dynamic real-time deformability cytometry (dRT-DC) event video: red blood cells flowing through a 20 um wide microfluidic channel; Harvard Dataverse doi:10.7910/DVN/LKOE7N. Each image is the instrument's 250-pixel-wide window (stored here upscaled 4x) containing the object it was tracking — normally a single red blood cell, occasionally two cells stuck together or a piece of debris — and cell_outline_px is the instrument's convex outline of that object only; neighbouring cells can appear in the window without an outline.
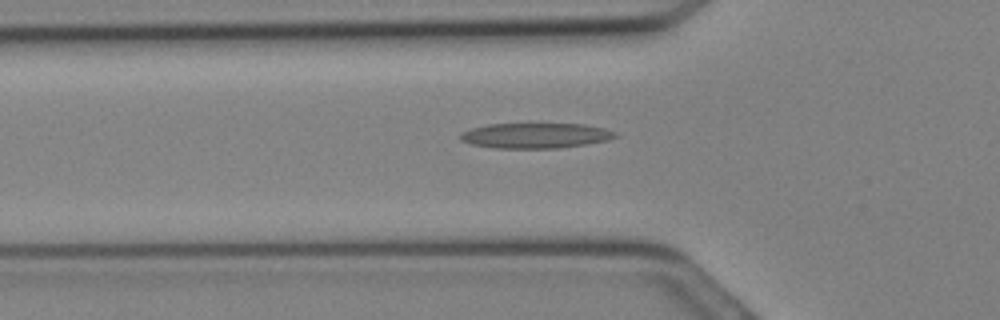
{"species": "Egyptian fruit bat (a non-hibernating species)", "species_latin": "Rousettus aegyptiacus", "temperature_condition": "cold", "stored_images_in_passage": 19, "camera_frame_rate_fps": 3000, "um_per_image_px": 0.085, "animal": {"sex": "female"}, "frame": {"image": 1, "passage_image": 2, "time_ms": 0.333, "image_size_px": [1000, 320], "cell_outline_px": [[616, 136], [608, 140], [560, 148], [492, 148], [472, 144], [460, 140], [460, 132], [472, 128], [488, 124], [528, 120], [584, 124], [604, 128], [616, 132]], "centroid_in_image_um": [45.47, 11.46], "position_along_channel_um": 80.3, "area_um2": 24.1}}
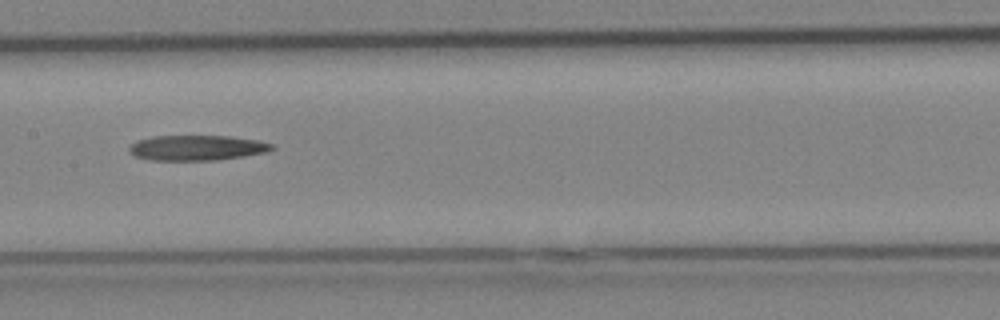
{"frame": {"image": 2, "passage_image": 7, "time_ms": 2.0, "image_size_px": [1000, 320], "cell_outline_px": [[276, 148], [268, 152], [244, 156], [216, 160], [148, 160], [136, 156], [128, 152], [128, 148], [136, 140], [152, 136], [228, 136], [256, 140], [272, 144]], "centroid_in_image_um": [16.72, 12.56], "position_along_channel_um": 190.7, "area_um2": 21.04}}
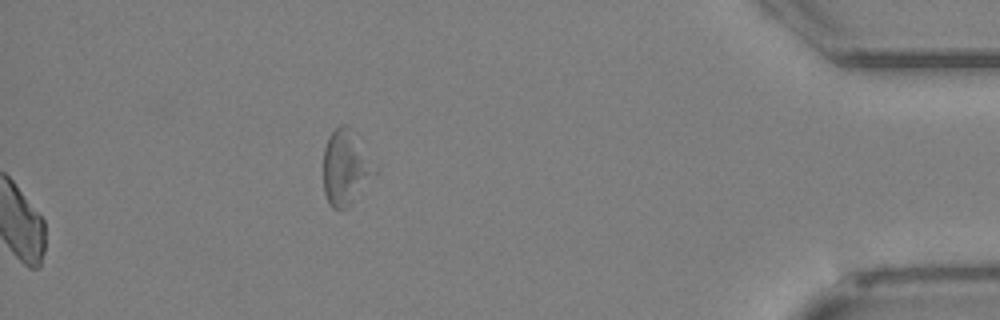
{"frame": {"image": 3, "passage_image": 19, "time_ms": 6.0, "image_size_px": [1000, 320], "cell_outline_px": [[368, 172], [348, 204], [344, 208], [332, 208], [328, 204], [324, 192], [324, 148], [328, 136], [340, 124], [348, 124], [368, 168]], "centroid_in_image_um": [29.12, 14.21], "position_along_channel_um": 406.1, "area_um2": 19.19}}